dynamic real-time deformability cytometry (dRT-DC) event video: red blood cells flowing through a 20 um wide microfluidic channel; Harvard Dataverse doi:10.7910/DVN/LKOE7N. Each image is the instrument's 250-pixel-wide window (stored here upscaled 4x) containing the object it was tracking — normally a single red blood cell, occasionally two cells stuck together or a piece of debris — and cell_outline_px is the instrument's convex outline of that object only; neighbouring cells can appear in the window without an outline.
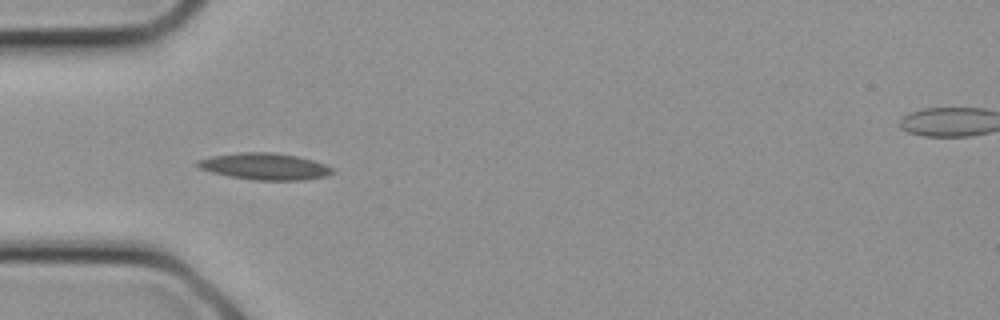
{"species": "common noctule bat (a hibernating species)", "species_latin": "Nyctalus noctula", "temperature_condition": "cold", "stored_images_in_passage": 9, "camera_frame_rate_fps": 3000, "um_per_image_px": 0.085, "animal": {"sex": "female", "body_mass_g": 21.9}, "frame": {"image": 1, "passage_image": 6, "time_ms": 1.667, "image_size_px": [1000, 320], "cell_outline_px": [[336, 172], [324, 176], [304, 180], [252, 180], [212, 172], [200, 168], [196, 164], [196, 160], [212, 156], [240, 152], [272, 152], [296, 156], [312, 160], [336, 168]], "centroid_in_image_um": [22.54, 14.14], "position_along_channel_um": 62.5, "area_um2": 20.87}}
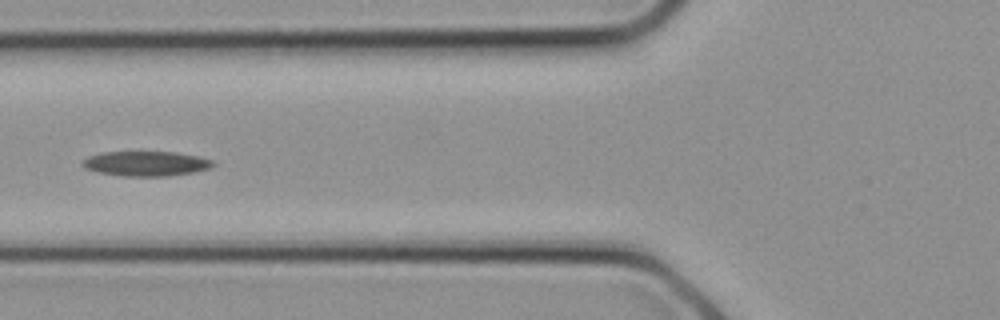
{"frame": {"image": 2, "passage_image": 8, "time_ms": 2.333, "image_size_px": [1000, 320], "cell_outline_px": [[216, 164], [208, 168], [192, 172], [164, 176], [124, 176], [100, 172], [84, 168], [80, 164], [80, 160], [88, 156], [100, 152], [176, 152], [196, 156], [212, 160]], "centroid_in_image_um": [12.34, 13.89], "position_along_channel_um": 113.5, "area_um2": 18.79}}